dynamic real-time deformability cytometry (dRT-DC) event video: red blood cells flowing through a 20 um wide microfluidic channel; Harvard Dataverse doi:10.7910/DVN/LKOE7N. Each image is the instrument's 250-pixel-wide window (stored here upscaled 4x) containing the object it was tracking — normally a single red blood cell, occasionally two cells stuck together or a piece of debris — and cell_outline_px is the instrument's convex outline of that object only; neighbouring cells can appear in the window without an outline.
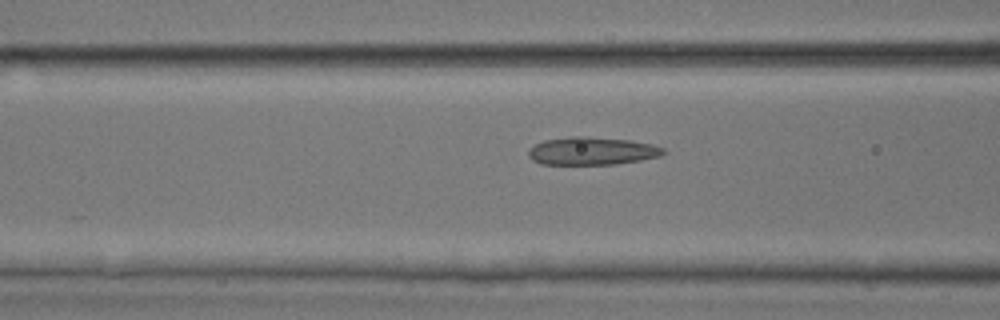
{"species": "common noctule bat (a hibernating species)", "species_latin": "Nyctalus noctula", "temperature_condition": "room temperature", "stored_images_in_passage": 35, "camera_frame_rate_fps": 3000, "um_per_image_px": 0.085, "animal": {"sex": "male", "body_mass_g": 17.9, "forearm_length_mm": 54.2}, "frame": {"image": 1, "passage_image": 11, "time_ms": 3.333, "image_size_px": [1000, 320], "cell_outline_px": [[668, 152], [660, 156], [640, 160], [616, 164], [540, 164], [532, 160], [528, 156], [528, 148], [544, 140], [572, 136], [588, 136], [632, 140], [652, 144], [664, 148]], "centroid_in_image_um": [50.32, 12.83], "position_along_channel_um": 116.3, "area_um2": 22.14}}
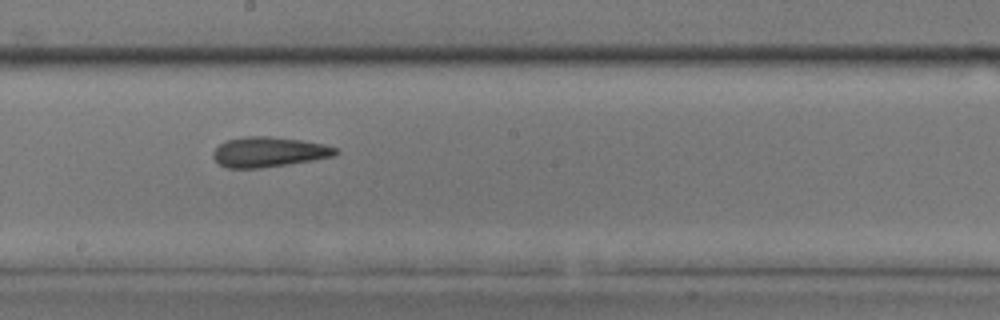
{"frame": {"image": 2, "passage_image": 18, "time_ms": 5.667, "image_size_px": [1000, 320], "cell_outline_px": [[340, 152], [336, 156], [288, 164], [260, 168], [228, 168], [220, 164], [212, 156], [212, 152], [224, 140], [244, 136], [268, 136], [300, 140], [324, 144], [336, 148]], "centroid_in_image_um": [22.84, 12.91], "position_along_channel_um": 225.4, "area_um2": 21.5}}
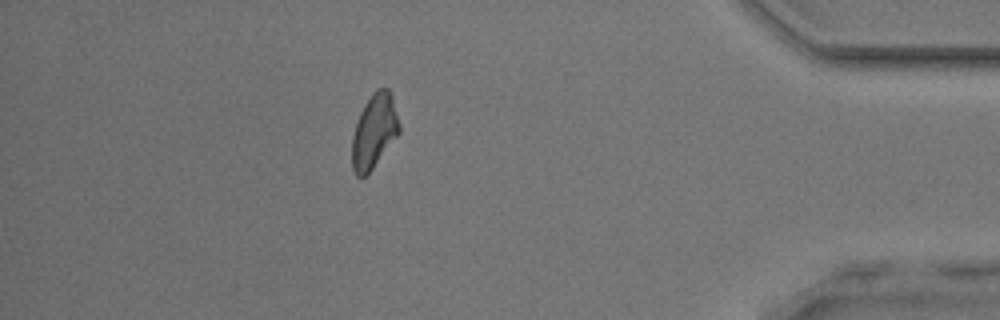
{"frame": {"image": 3, "passage_image": 32, "time_ms": 10.333, "image_size_px": [1000, 320], "cell_outline_px": [[400, 132], [372, 168], [364, 176], [356, 176], [352, 168], [352, 136], [360, 112], [364, 104], [372, 92], [376, 88], [388, 88], [392, 92], [400, 124]], "centroid_in_image_um": [31.82, 11.09], "position_along_channel_um": 403.4, "area_um2": 20.4}}